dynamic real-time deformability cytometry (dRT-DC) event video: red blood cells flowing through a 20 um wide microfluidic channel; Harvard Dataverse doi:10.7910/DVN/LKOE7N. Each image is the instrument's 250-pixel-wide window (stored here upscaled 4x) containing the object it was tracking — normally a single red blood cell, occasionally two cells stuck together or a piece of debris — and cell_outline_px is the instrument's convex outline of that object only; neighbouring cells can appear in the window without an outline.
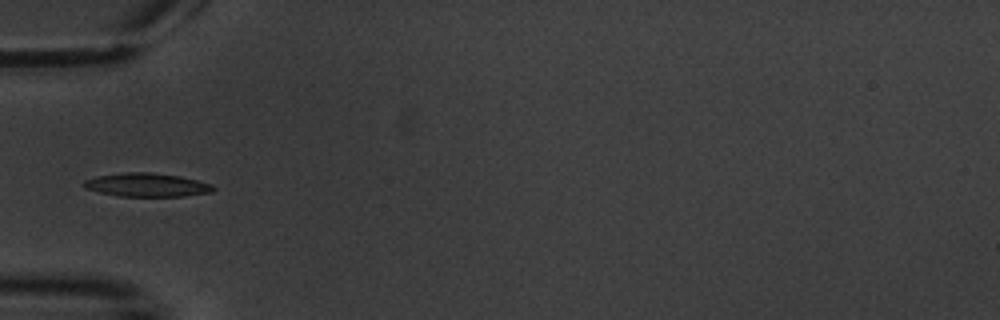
{"species": "common noctule bat (a hibernating species)", "species_latin": "Nyctalus noctula", "temperature_condition": "warm", "stored_images_in_passage": 6, "camera_frame_rate_fps": 3000, "um_per_image_px": 0.085, "animal": {"sex": "male", "body_mass_g": 20.1, "forearm_length_mm": 53.5}, "frame": {"image": 1, "passage_image": 5, "time_ms": 5.667, "image_size_px": [1000, 320], "cell_outline_px": [[216, 188], [212, 192], [184, 196], [120, 196], [100, 192], [84, 188], [80, 184], [84, 180], [96, 176], [128, 172], [152, 172], [180, 176], [212, 184]], "centroid_in_image_um": [12.47, 15.71], "position_along_channel_um": 72.5, "area_um2": 17.8}}